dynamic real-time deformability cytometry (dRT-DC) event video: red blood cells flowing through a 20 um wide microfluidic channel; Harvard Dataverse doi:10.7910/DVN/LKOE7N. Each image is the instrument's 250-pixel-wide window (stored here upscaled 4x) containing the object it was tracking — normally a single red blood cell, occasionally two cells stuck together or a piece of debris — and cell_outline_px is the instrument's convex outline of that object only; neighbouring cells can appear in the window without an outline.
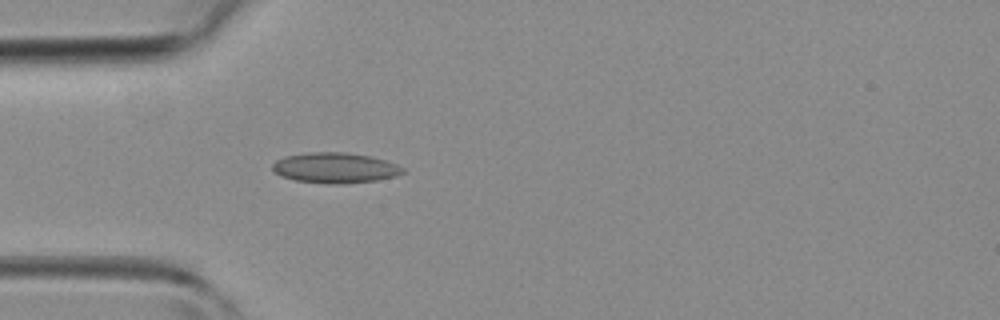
{"species": "common noctule bat (a hibernating species)", "species_latin": "Nyctalus noctula", "temperature_condition": "room temperature", "stored_images_in_passage": 30, "camera_frame_rate_fps": 3000, "um_per_image_px": 0.085, "animal": {"sex": "female", "body_mass_g": 19.3, "forearm_length_mm": 54.1}, "frame": {"image": 1, "passage_image": 1, "time_ms": 0.0, "image_size_px": [1000, 320], "cell_outline_px": [[404, 172], [396, 176], [376, 180], [344, 184], [328, 184], [296, 180], [280, 176], [272, 168], [272, 164], [276, 160], [284, 156], [312, 152], [344, 152], [372, 156], [396, 164], [404, 168]], "centroid_in_image_um": [28.48, 14.27], "position_along_channel_um": 56.5, "area_um2": 23.12}}
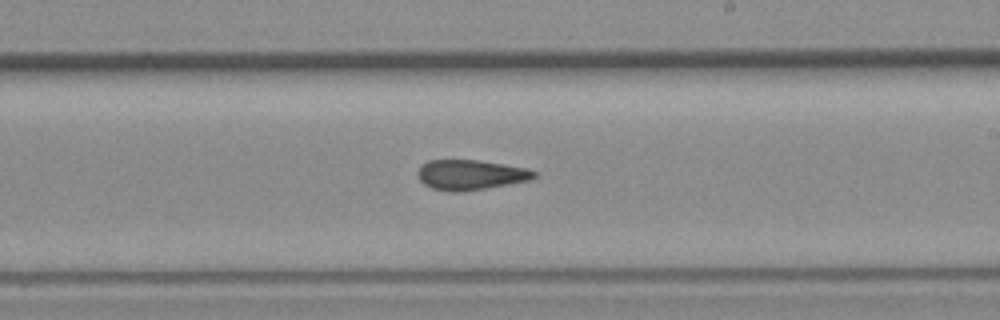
{"frame": {"image": 2, "passage_image": 13, "time_ms": 4.0, "image_size_px": [1000, 320], "cell_outline_px": [[536, 176], [528, 180], [508, 184], [460, 192], [452, 192], [432, 188], [424, 184], [420, 180], [420, 164], [428, 160], [476, 160], [504, 164], [524, 168], [536, 172]], "centroid_in_image_um": [39.97, 14.85], "position_along_channel_um": 249.0, "area_um2": 20.0}}
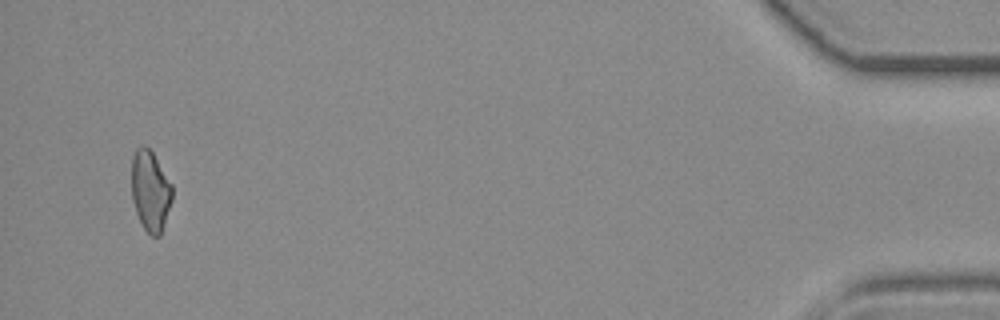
{"frame": {"image": 3, "passage_image": 29, "time_ms": 9.333, "image_size_px": [1000, 320], "cell_outline_px": [[172, 200], [160, 236], [152, 236], [144, 228], [136, 212], [132, 200], [132, 156], [136, 148], [144, 144], [152, 152], [172, 184]], "centroid_in_image_um": [12.78, 16.2], "position_along_channel_um": 422.4, "area_um2": 18.96}}